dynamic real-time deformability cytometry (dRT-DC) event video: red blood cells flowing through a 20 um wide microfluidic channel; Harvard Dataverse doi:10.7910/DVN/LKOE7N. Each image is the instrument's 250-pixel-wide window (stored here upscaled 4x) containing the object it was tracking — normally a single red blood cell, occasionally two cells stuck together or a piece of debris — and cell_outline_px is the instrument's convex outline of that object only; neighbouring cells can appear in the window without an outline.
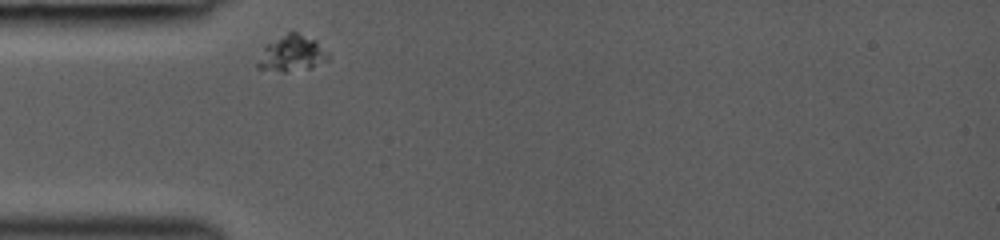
{"species": "common noctule bat (a hibernating species)", "species_latin": "Nyctalus noctula", "temperature_condition": "room temperature", "stored_images_in_passage": 19, "camera_frame_rate_fps": 3000, "um_per_image_px": 0.085, "animal": {"sex": "female", "body_mass_g": 19.0, "forearm_length_mm": 53.3}, "frame": {"image": 1, "passage_image": 1, "time_ms": 0.0, "image_size_px": [1000, 240], "cell_outline_px": [[328, 60], [308, 68], [284, 72], [256, 68], [256, 64], [264, 44], [288, 32], [296, 32], [316, 40], [328, 52]], "centroid_in_image_um": [24.77, 4.54], "position_along_channel_um": 60.2, "area_um2": 14.8}}
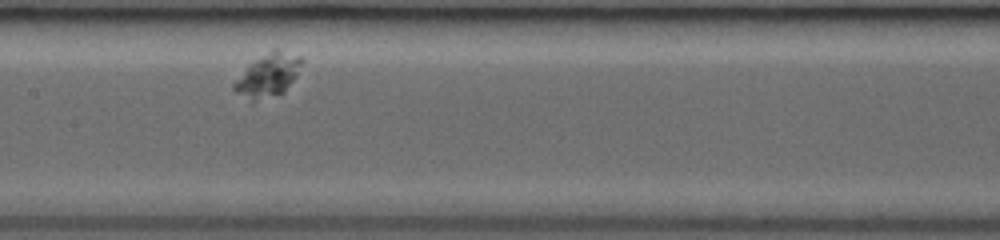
{"frame": {"image": 2, "passage_image": 6, "time_ms": 3.333, "image_size_px": [1000, 240], "cell_outline_px": [[304, 60], [296, 76], [284, 92], [252, 104], [236, 92], [232, 88], [232, 84], [248, 64], [272, 48], [276, 48], [300, 56]], "centroid_in_image_um": [22.76, 6.41], "position_along_channel_um": 184.6, "area_um2": 17.46}}
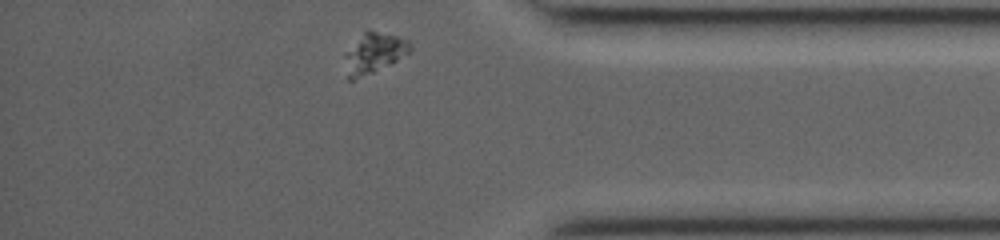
{"frame": {"image": 3, "passage_image": 19, "time_ms": 9.0, "image_size_px": [1000, 240], "cell_outline_px": [[412, 52], [372, 72], [352, 80], [348, 80], [344, 56], [364, 32], [368, 28], [396, 36], [408, 40], [412, 48]], "centroid_in_image_um": [31.82, 4.48], "position_along_channel_um": 403.4, "area_um2": 14.91}}